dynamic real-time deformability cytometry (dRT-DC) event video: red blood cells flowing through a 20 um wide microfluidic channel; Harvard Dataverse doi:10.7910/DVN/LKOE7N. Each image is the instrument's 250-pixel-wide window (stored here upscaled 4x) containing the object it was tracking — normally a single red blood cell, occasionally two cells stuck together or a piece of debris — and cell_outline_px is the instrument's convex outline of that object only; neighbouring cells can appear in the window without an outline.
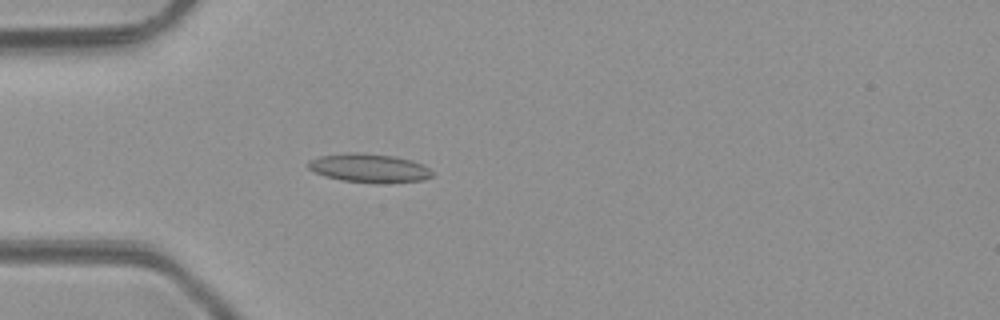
{"species": "common noctule bat (a hibernating species)", "species_latin": "Nyctalus noctula", "temperature_condition": "room temperature", "stored_images_in_passage": 3, "camera_frame_rate_fps": 3000, "um_per_image_px": 0.085, "animal": {"sex": "male", "body_mass_g": 23.1, "forearm_length_mm": 52.7}, "frame": {"image": 1, "passage_image": 3, "time_ms": 2.333, "image_size_px": [1000, 320], "cell_outline_px": [[432, 176], [420, 180], [376, 184], [344, 180], [324, 176], [308, 168], [308, 160], [320, 156], [344, 152], [360, 152], [396, 156], [412, 160], [428, 168], [432, 172]], "centroid_in_image_um": [31.34, 14.27], "position_along_channel_um": 53.7, "area_um2": 20.81}}